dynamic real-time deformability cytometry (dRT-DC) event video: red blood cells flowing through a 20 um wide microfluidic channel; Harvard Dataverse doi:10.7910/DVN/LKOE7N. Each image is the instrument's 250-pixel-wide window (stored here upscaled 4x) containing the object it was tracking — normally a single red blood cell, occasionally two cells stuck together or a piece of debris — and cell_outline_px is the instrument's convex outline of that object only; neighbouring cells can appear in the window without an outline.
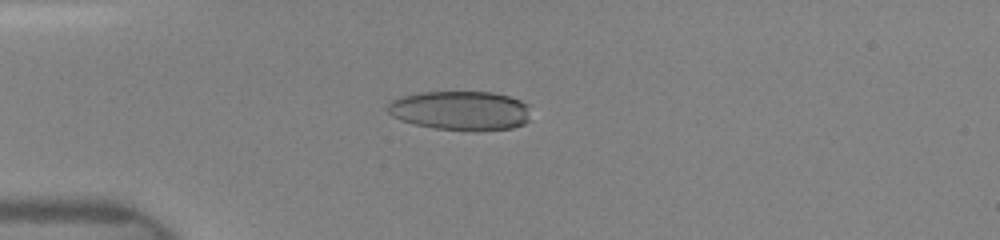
{"species": "human", "species_latin": "Homo sapiens", "temperature_condition": "room temperature", "stored_images_in_passage": 37, "camera_frame_rate_fps": 3000, "um_per_image_px": 0.085, "donor": {"sex": "female"}, "frame": {"image": 1, "passage_image": 7, "time_ms": 3.333, "image_size_px": [1000, 240], "cell_outline_px": [[528, 120], [524, 124], [512, 128], [480, 132], [472, 132], [436, 128], [416, 124], [400, 120], [392, 116], [388, 112], [388, 104], [392, 100], [400, 96], [420, 92], [492, 92], [508, 96], [520, 100], [528, 104]], "centroid_in_image_um": [39.15, 9.41], "position_along_channel_um": 45.9, "area_um2": 33.06}}
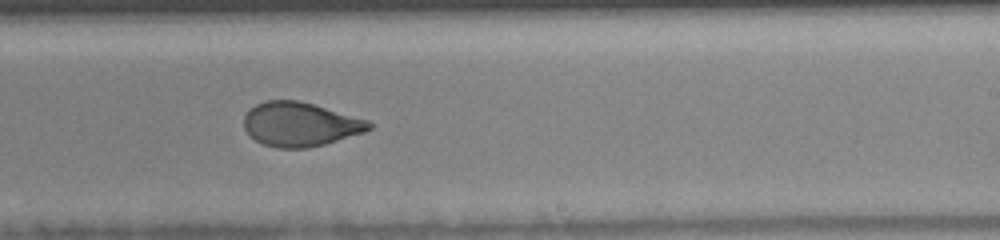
{"frame": {"image": 2, "passage_image": 22, "time_ms": 9.0, "image_size_px": [1000, 240], "cell_outline_px": [[376, 124], [372, 128], [364, 132], [324, 144], [308, 148], [276, 148], [264, 144], [256, 140], [244, 128], [244, 116], [256, 104], [264, 100], [300, 100], [368, 120]], "centroid_in_image_um": [25.53, 10.56], "position_along_channel_um": 263.5, "area_um2": 32.08}}
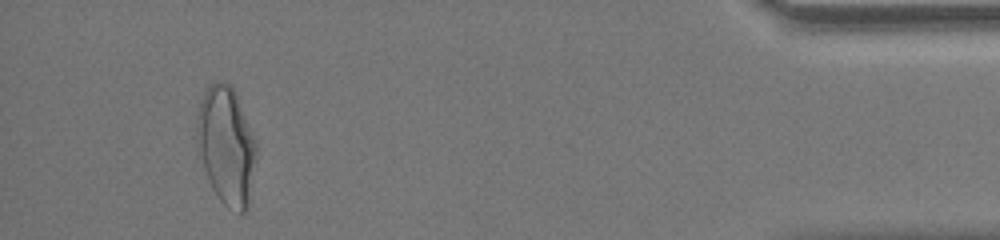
{"frame": {"image": 3, "passage_image": 35, "time_ms": 14.0, "image_size_px": [1000, 240], "cell_outline_px": [[256, 156], [248, 208], [244, 212], [240, 212], [228, 208], [220, 200], [212, 188], [196, 144], [196, 116], [200, 100], [204, 92], [216, 80], [224, 80], [232, 84], [236, 92], [256, 144]], "centroid_in_image_um": [19.22, 12.33], "position_along_channel_um": 416.0, "area_um2": 40.81}}